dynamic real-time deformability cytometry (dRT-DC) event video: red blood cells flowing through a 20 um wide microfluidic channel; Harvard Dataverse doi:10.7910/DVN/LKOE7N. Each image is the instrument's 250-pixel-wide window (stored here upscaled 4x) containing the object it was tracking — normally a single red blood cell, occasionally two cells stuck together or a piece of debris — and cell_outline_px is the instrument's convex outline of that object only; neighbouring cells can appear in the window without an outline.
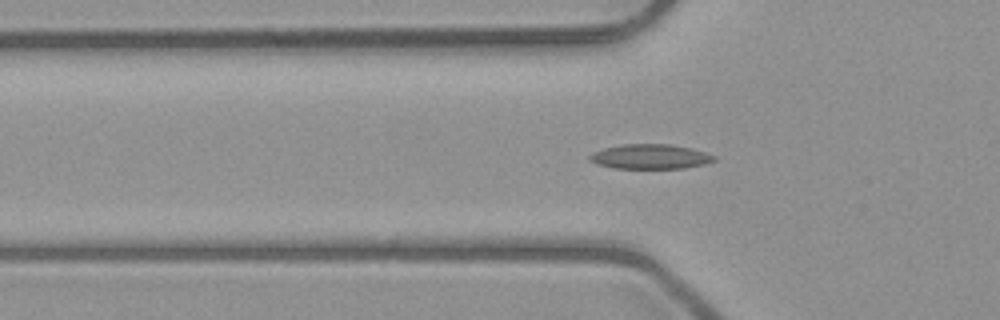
{"species": "common noctule bat (a hibernating species)", "species_latin": "Nyctalus noctula", "temperature_condition": "room temperature", "stored_images_in_passage": 53, "camera_frame_rate_fps": 3000, "um_per_image_px": 0.085, "animal": {"sex": "male", "body_mass_g": 23.1, "forearm_length_mm": 52.7}, "frame": {"image": 1, "passage_image": 18, "time_ms": 5.667, "image_size_px": [1000, 320], "cell_outline_px": [[716, 160], [704, 164], [684, 168], [612, 168], [596, 164], [588, 160], [588, 156], [592, 152], [604, 148], [620, 144], [668, 144], [692, 148], [716, 156]], "centroid_in_image_um": [55.23, 13.31], "position_along_channel_um": 70.6, "area_um2": 18.03}}
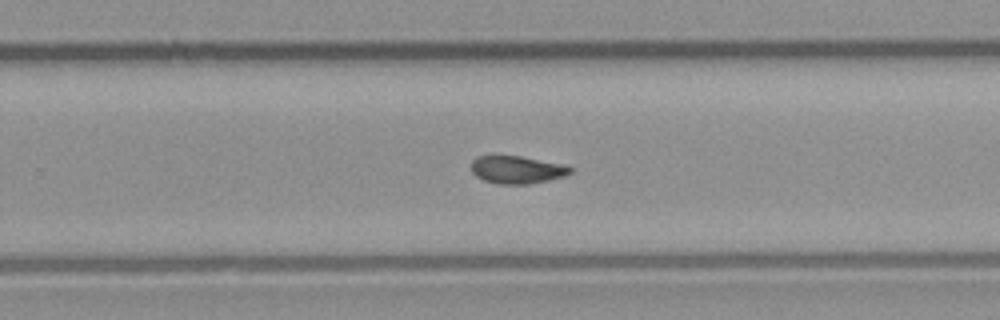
{"frame": {"image": 2, "passage_image": 34, "time_ms": 11.0, "image_size_px": [1000, 320], "cell_outline_px": [[572, 172], [564, 176], [548, 180], [528, 184], [496, 184], [484, 180], [476, 176], [472, 172], [472, 160], [476, 156], [520, 156], [556, 164], [572, 168]], "centroid_in_image_um": [43.87, 14.44], "position_along_channel_um": 285.9, "area_um2": 15.61}}
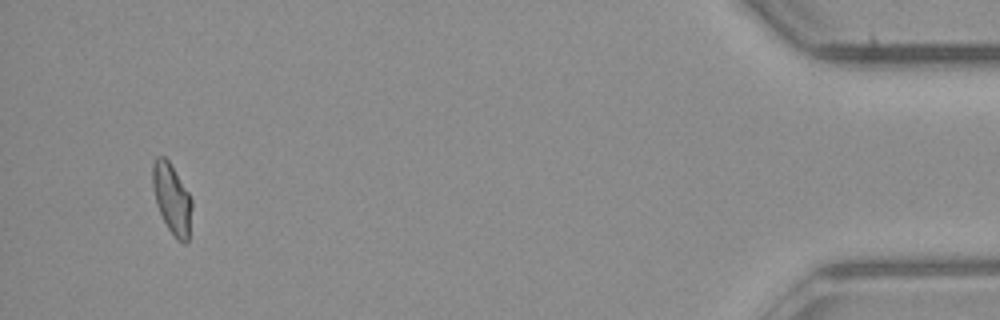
{"frame": {"image": 3, "passage_image": 50, "time_ms": 16.333, "image_size_px": [1000, 320], "cell_outline_px": [[192, 208], [188, 240], [184, 244], [176, 240], [168, 228], [156, 204], [152, 184], [152, 164], [156, 156], [164, 156], [168, 160], [188, 192], [192, 200]], "centroid_in_image_um": [14.61, 16.9], "position_along_channel_um": 420.6, "area_um2": 16.01}, "authors_computed_cell_mechanics": {"area_um2": 16.4152, "velocity_mm_per_s": 4.0198, "shape_relaxation_time_tau1_ms": null, "shape_relaxation_time_tau2_ms": 3.3016, "deformation_change_tau1": null, "deformation_change_tau2": 0.0862}}